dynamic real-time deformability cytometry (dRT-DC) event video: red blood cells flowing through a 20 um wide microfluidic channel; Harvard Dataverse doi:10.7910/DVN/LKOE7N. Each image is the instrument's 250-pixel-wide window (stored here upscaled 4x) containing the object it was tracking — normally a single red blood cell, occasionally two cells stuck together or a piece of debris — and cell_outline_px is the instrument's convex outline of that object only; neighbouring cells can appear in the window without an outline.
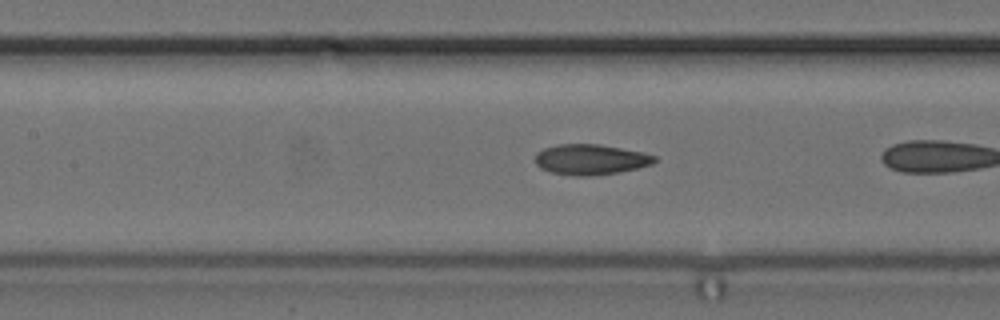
{"species": "common noctule bat (a hibernating species)", "species_latin": "Nyctalus noctula", "temperature_condition": "cold", "stored_images_in_passage": 14, "camera_frame_rate_fps": 3000, "um_per_image_px": 0.085, "animal": {"sex": "female", "body_mass_g": 24.6, "forearm_length_mm": 56.2}, "frame": {"image": 1, "passage_image": 7, "time_ms": 2.0, "image_size_px": [1000, 320], "cell_outline_px": [[656, 160], [652, 164], [620, 172], [588, 176], [576, 176], [552, 172], [540, 168], [536, 164], [536, 152], [544, 148], [556, 144], [600, 144], [644, 152], [656, 156]], "centroid_in_image_um": [50.2, 13.55], "position_along_channel_um": 157.2, "area_um2": 21.21}}
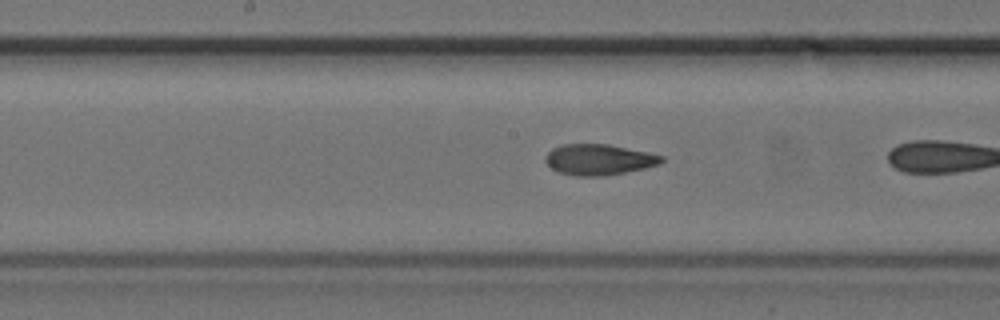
{"frame": {"image": 2, "passage_image": 10, "time_ms": 3.0, "image_size_px": [1000, 320], "cell_outline_px": [[664, 160], [660, 164], [644, 168], [604, 176], [576, 176], [556, 172], [544, 160], [544, 156], [552, 148], [560, 144], [608, 144], [648, 152], [664, 156]], "centroid_in_image_um": [50.87, 13.56], "position_along_channel_um": 197.3, "area_um2": 20.98}}